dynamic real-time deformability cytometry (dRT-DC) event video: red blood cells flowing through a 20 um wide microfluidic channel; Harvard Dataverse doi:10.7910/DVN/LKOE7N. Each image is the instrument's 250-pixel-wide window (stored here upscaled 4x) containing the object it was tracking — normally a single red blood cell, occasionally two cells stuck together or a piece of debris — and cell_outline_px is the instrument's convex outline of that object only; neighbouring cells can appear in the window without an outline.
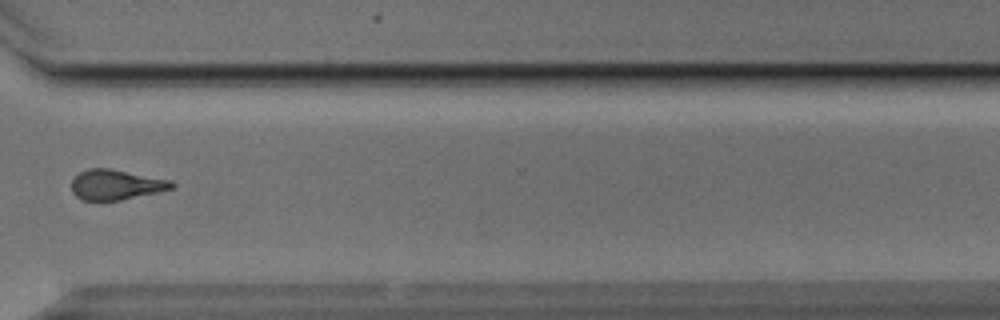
{"species": "Egyptian fruit bat (a non-hibernating species)", "species_latin": "Rousettus aegyptiacus", "temperature_condition": "cold", "stored_images_in_passage": 15, "camera_frame_rate_fps": 3000, "um_per_image_px": 0.085, "animal": {"sex": "male"}, "frame": {"image": 1, "passage_image": 11, "time_ms": 3.333, "image_size_px": [1000, 320], "cell_outline_px": [[176, 184], [172, 188], [156, 192], [120, 200], [80, 200], [72, 192], [72, 180], [80, 172], [88, 168], [108, 168], [172, 180]], "centroid_in_image_um": [9.84, 15.69], "position_along_channel_um": 360.8, "area_um2": 17.46}}